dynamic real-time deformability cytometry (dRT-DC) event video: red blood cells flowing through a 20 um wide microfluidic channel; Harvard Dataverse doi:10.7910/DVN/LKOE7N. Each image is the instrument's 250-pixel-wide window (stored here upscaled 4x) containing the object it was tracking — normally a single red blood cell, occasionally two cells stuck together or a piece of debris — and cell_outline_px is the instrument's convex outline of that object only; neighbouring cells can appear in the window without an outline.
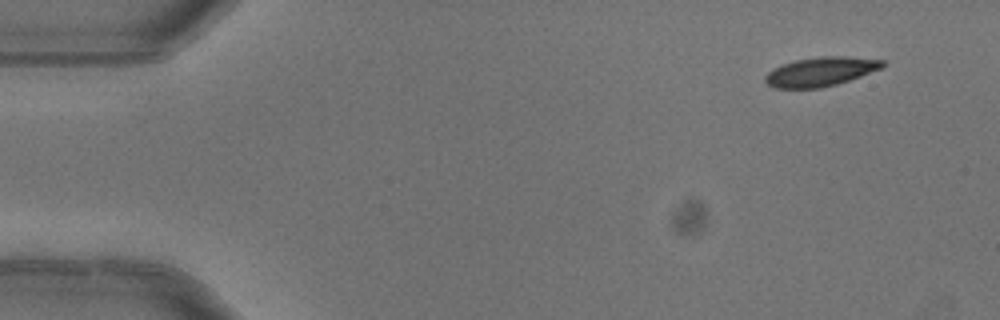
{"species": "common noctule bat (a hibernating species)", "species_latin": "Nyctalus noctula", "temperature_condition": "warm", "stored_images_in_passage": 4, "camera_frame_rate_fps": 3000, "um_per_image_px": 0.085, "animal": {"sex": "female"}, "frame": {"image": 1, "passage_image": 1, "time_ms": 0.0, "image_size_px": [1000, 320], "cell_outline_px": [[884, 64], [880, 68], [860, 76], [836, 84], [820, 88], [776, 88], [768, 84], [764, 80], [764, 76], [768, 72], [784, 64], [796, 60], [820, 56], [848, 56], [884, 60]], "centroid_in_image_um": [69.74, 6.08], "position_along_channel_um": 15.3, "area_um2": 19.59}}
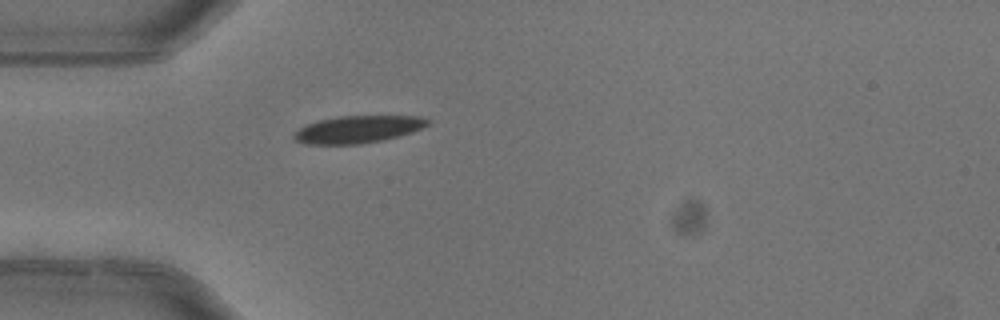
{"frame": {"image": 2, "passage_image": 4, "time_ms": 1.0, "image_size_px": [1000, 320], "cell_outline_px": [[432, 124], [424, 128], [400, 136], [384, 140], [360, 144], [304, 144], [296, 140], [292, 136], [304, 124], [316, 120], [340, 116], [420, 116], [432, 120]], "centroid_in_image_um": [30.48, 10.99], "position_along_channel_um": 54.5, "area_um2": 21.62}}